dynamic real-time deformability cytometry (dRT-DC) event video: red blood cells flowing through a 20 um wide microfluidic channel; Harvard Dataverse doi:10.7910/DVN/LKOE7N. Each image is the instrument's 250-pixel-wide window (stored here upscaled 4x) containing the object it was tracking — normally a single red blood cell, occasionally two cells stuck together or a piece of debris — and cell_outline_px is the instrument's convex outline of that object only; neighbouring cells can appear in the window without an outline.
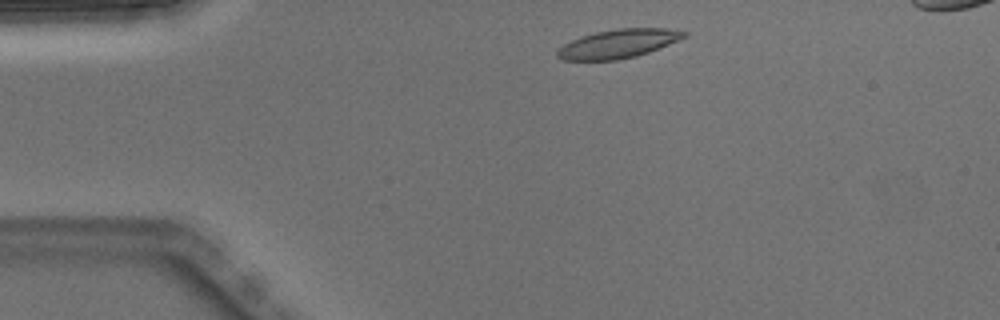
{"species": "Egyptian fruit bat (a non-hibernating species)", "species_latin": "Rousettus aegyptiacus", "temperature_condition": "warm", "stored_images_in_passage": 2, "camera_frame_rate_fps": 3000, "um_per_image_px": 0.085, "animal": {"sex": "male"}, "frame": {"image": 1, "passage_image": 1, "time_ms": 0.0, "image_size_px": [1000, 320], "cell_outline_px": [[688, 36], [648, 52], [636, 56], [616, 60], [560, 60], [556, 56], [556, 52], [564, 44], [580, 36], [596, 32], [620, 28], [664, 28], [688, 32]], "centroid_in_image_um": [52.53, 3.71], "position_along_channel_um": 32.5, "area_um2": 21.1}}